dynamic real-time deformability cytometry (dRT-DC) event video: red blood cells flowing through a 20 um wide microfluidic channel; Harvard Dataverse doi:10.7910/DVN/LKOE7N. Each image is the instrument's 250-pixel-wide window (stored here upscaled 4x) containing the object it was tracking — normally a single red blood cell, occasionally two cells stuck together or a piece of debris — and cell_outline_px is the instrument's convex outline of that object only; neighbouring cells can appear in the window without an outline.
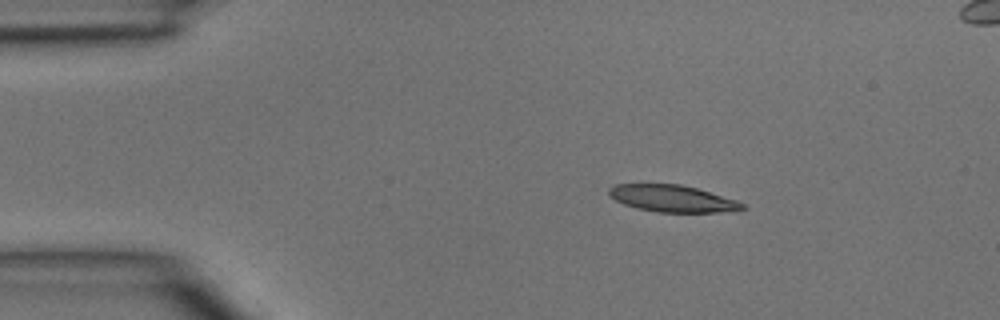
{"species": "common noctule bat (a hibernating species)", "species_latin": "Nyctalus noctula", "temperature_condition": "room temperature", "stored_images_in_passage": 2, "camera_frame_rate_fps": 3000, "um_per_image_px": 0.085, "animal": {"sex": "male", "body_mass_g": 15.6}, "frame": {"image": 1, "passage_image": 1, "time_ms": 0.0, "image_size_px": [1000, 320], "cell_outline_px": [[744, 208], [716, 212], [656, 212], [624, 204], [616, 200], [608, 192], [608, 188], [616, 184], [680, 184], [696, 188], [736, 200], [744, 204]], "centroid_in_image_um": [57.11, 16.86], "position_along_channel_um": 27.9, "area_um2": 20.4}}